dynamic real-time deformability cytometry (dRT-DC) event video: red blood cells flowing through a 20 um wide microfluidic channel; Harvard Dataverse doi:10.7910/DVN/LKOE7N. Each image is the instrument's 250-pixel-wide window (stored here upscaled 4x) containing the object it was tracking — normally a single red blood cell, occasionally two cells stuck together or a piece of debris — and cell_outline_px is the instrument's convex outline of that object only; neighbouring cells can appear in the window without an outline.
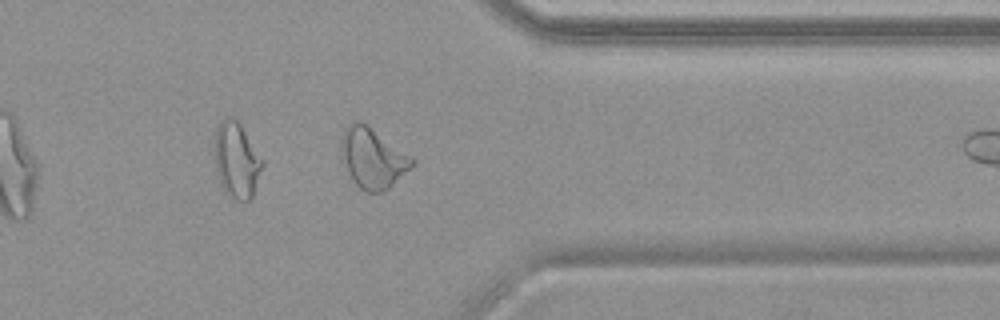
{"species": "common noctule bat (a hibernating species)", "species_latin": "Nyctalus noctula", "temperature_condition": "warm", "stored_images_in_passage": 32, "camera_frame_rate_fps": 3000, "um_per_image_px": 0.085, "animal": {"sex": "female", "body_mass_g": 19.9}, "frame": {"image": 1, "passage_image": 28, "time_ms": 9.0, "image_size_px": [1000, 320], "cell_outline_px": [[416, 164], [388, 188], [380, 192], [368, 192], [360, 188], [352, 180], [340, 160], [340, 144], [344, 132], [348, 124], [356, 120], [360, 120], [368, 124], [416, 160]], "centroid_in_image_um": [31.65, 13.42], "position_along_channel_um": 379.7, "area_um2": 25.09}, "authors_computed_cell_mechanics": {"area_um2": 21.0392, "velocity_mm_per_s": 3.7788, "shape_relaxation_time_tau1_ms": null, "shape_relaxation_time_tau2_ms": 1.9409, "deformation_change_tau1": null, "deformation_change_tau2": 0.1007}}